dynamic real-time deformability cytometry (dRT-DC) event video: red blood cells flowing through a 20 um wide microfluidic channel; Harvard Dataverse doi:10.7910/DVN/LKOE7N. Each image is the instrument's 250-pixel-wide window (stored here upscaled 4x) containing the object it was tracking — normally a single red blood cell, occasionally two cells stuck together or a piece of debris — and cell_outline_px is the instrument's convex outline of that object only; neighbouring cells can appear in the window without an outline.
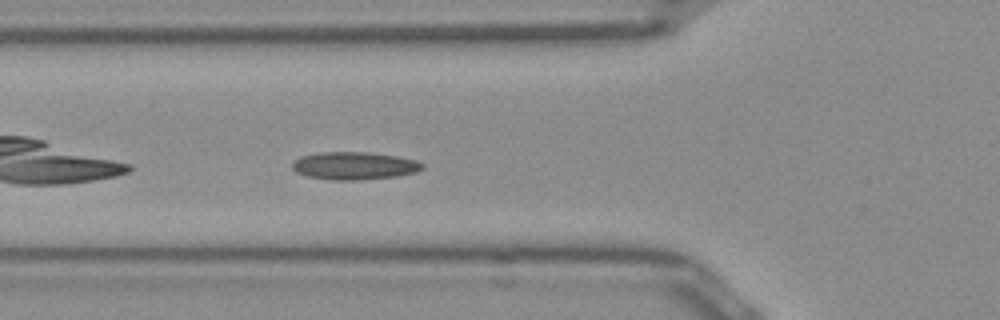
{"species": "Egyptian fruit bat (a non-hibernating species)", "species_latin": "Rousettus aegyptiacus", "temperature_condition": "room temperature", "stored_images_in_passage": 42, "camera_frame_rate_fps": 3000, "um_per_image_px": 0.085, "frame": {"image": 1, "passage_image": 7, "time_ms": 2.0, "image_size_px": [1000, 320], "cell_outline_px": [[424, 168], [416, 172], [396, 176], [352, 180], [332, 180], [308, 176], [296, 172], [292, 168], [292, 164], [300, 156], [320, 152], [368, 152], [396, 156], [416, 160], [424, 164]], "centroid_in_image_um": [30.12, 14.08], "position_along_channel_um": 95.7, "area_um2": 20.87}}
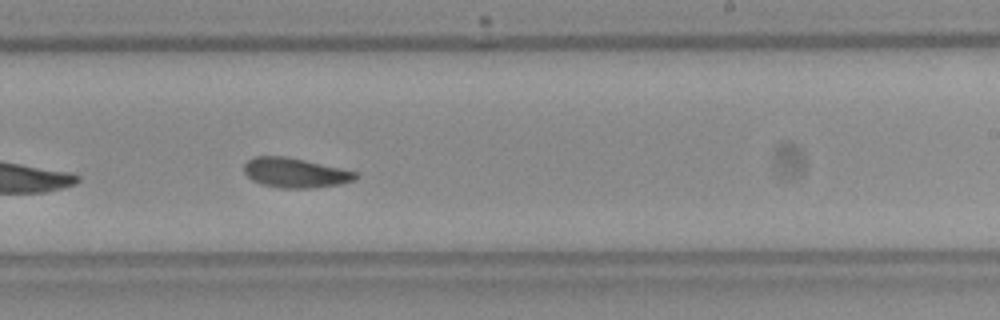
{"frame": {"image": 2, "passage_image": 20, "time_ms": 6.333, "image_size_px": [1000, 320], "cell_outline_px": [[360, 176], [356, 180], [340, 184], [312, 188], [280, 188], [264, 184], [252, 180], [244, 172], [244, 164], [252, 156], [288, 156], [360, 172]], "centroid_in_image_um": [25.15, 14.67], "position_along_channel_um": 263.9, "area_um2": 19.59}}
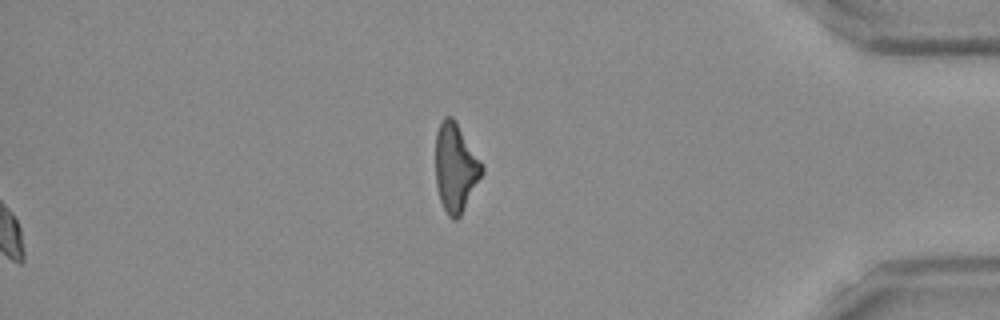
{"frame": {"image": 3, "passage_image": 42, "time_ms": 13.667, "image_size_px": [1000, 320], "cell_outline_px": [[484, 172], [460, 216], [456, 220], [452, 220], [448, 216], [440, 200], [436, 184], [436, 132], [444, 116], [452, 116], [484, 164]], "centroid_in_image_um": [38.73, 14.25], "position_along_channel_um": 396.5, "area_um2": 23.93}}